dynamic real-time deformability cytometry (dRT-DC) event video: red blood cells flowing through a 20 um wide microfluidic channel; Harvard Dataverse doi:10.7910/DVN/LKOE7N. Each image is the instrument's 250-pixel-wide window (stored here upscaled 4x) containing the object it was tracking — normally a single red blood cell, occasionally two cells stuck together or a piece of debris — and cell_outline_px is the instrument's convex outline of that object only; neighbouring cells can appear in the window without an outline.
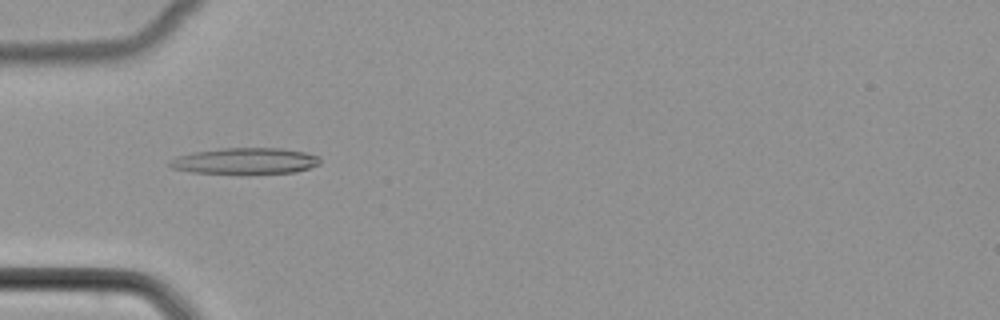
{"species": "common noctule bat (a hibernating species)", "species_latin": "Nyctalus noctula", "temperature_condition": "cold", "stored_images_in_passage": 51, "camera_frame_rate_fps": 3000, "um_per_image_px": 0.085, "animal": {"sex": "female", "body_mass_g": 22.7, "forearm_length_mm": 54.2}, "frame": {"image": 1, "passage_image": 17, "time_ms": 5.333, "image_size_px": [1000, 320], "cell_outline_px": [[320, 164], [296, 172], [248, 176], [240, 176], [192, 172], [172, 168], [168, 164], [168, 160], [176, 156], [192, 152], [220, 148], [284, 148], [304, 152], [320, 156]], "centroid_in_image_um": [20.82, 13.72], "position_along_channel_um": 64.2, "area_um2": 24.16}}
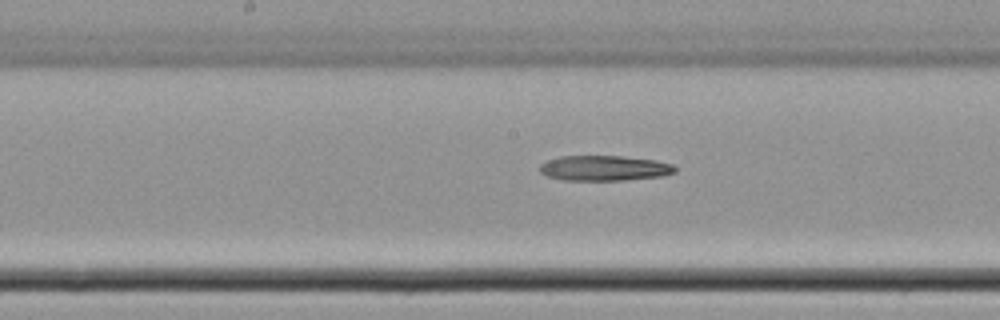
{"frame": {"image": 2, "passage_image": 27, "time_ms": 8.667, "image_size_px": [1000, 320], "cell_outline_px": [[676, 172], [664, 176], [624, 180], [564, 180], [548, 176], [540, 172], [540, 164], [548, 160], [560, 156], [624, 156], [656, 160], [672, 164], [676, 168]], "centroid_in_image_um": [51.4, 14.29], "position_along_channel_um": 196.8, "area_um2": 19.94}}
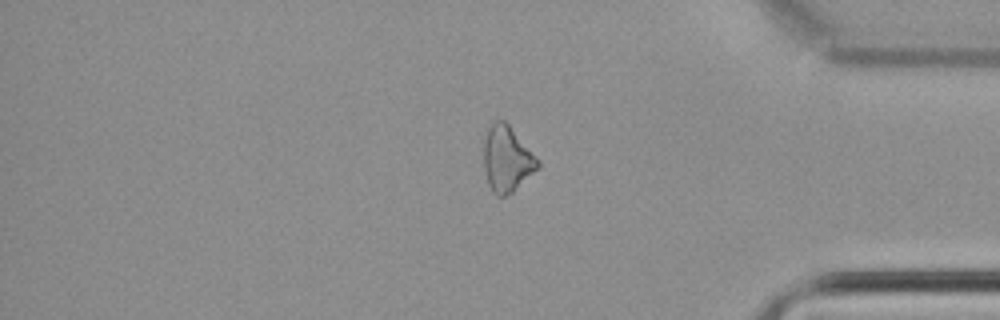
{"frame": {"image": 3, "passage_image": 43, "time_ms": 14.0, "image_size_px": [1000, 320], "cell_outline_px": [[540, 168], [512, 192], [504, 196], [496, 196], [492, 192], [488, 184], [484, 168], [484, 140], [488, 128], [496, 120], [504, 120], [508, 124], [540, 160]], "centroid_in_image_um": [43.1, 13.53], "position_along_channel_um": 392.1, "area_um2": 20.75}}